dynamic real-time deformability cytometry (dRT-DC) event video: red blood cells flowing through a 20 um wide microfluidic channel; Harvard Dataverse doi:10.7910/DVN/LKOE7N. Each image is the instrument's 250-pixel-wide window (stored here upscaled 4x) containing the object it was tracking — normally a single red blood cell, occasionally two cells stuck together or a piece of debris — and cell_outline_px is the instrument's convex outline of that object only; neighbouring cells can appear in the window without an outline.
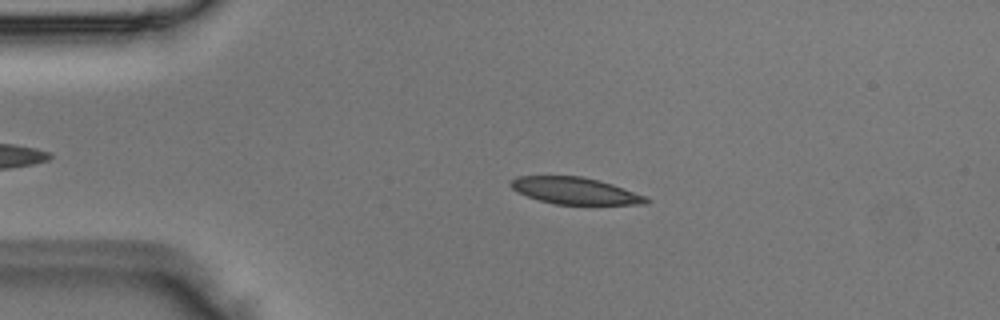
{"species": "Egyptian fruit bat (a non-hibernating species)", "species_latin": "Rousettus aegyptiacus", "temperature_condition": "room temperature", "stored_images_in_passage": 3, "camera_frame_rate_fps": 3000, "um_per_image_px": 0.085, "animal": {"sex": "male"}, "frame": {"image": 1, "passage_image": 2, "time_ms": 0.333, "image_size_px": [1000, 320], "cell_outline_px": [[652, 200], [648, 204], [556, 204], [540, 200], [528, 196], [512, 188], [508, 184], [516, 176], [580, 176], [600, 180], [612, 184], [644, 196]], "centroid_in_image_um": [48.88, 16.21], "position_along_channel_um": 36.1, "area_um2": 20.87}}